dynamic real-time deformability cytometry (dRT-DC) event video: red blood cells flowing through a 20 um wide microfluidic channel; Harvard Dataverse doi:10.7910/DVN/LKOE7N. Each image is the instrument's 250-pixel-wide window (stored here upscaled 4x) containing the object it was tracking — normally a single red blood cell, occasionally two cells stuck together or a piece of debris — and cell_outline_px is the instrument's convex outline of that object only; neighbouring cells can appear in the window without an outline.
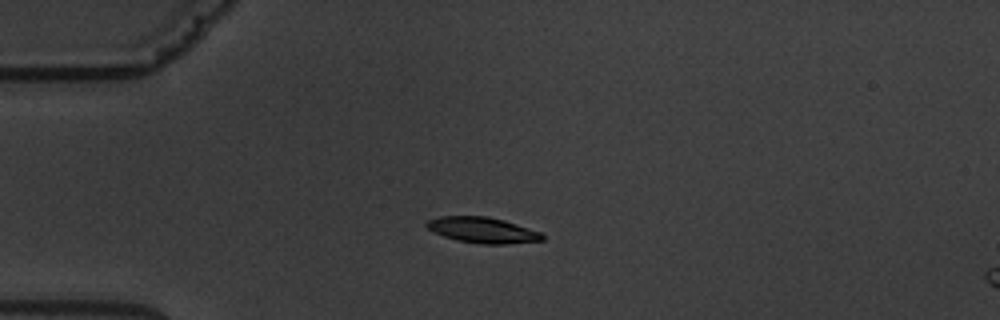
{"species": "common noctule bat (a hibernating species)", "species_latin": "Nyctalus noctula", "temperature_condition": "warm", "stored_images_in_passage": 14, "camera_frame_rate_fps": 3000, "um_per_image_px": 0.085, "animal": {"sex": "male", "body_mass_g": 19.5, "forearm_length_mm": 54.6}, "frame": {"image": 1, "passage_image": 3, "time_ms": 3.667, "image_size_px": [1000, 320], "cell_outline_px": [[544, 240], [504, 244], [480, 244], [456, 240], [444, 236], [428, 228], [424, 224], [428, 220], [440, 216], [488, 216], [504, 220], [540, 232], [544, 236]], "centroid_in_image_um": [41.01, 19.55], "position_along_channel_um": 44.0, "area_um2": 17.22}}
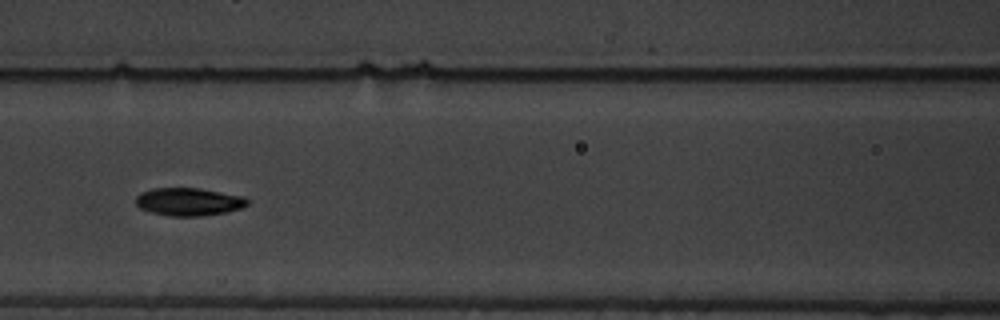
{"frame": {"image": 2, "passage_image": 6, "time_ms": 7.333, "image_size_px": [1000, 320], "cell_outline_px": [[248, 204], [240, 208], [224, 212], [204, 216], [168, 216], [152, 212], [140, 208], [136, 204], [136, 196], [140, 192], [152, 188], [200, 188], [244, 196], [248, 200]], "centroid_in_image_um": [16.02, 17.14], "position_along_channel_um": 150.6, "area_um2": 18.15}}
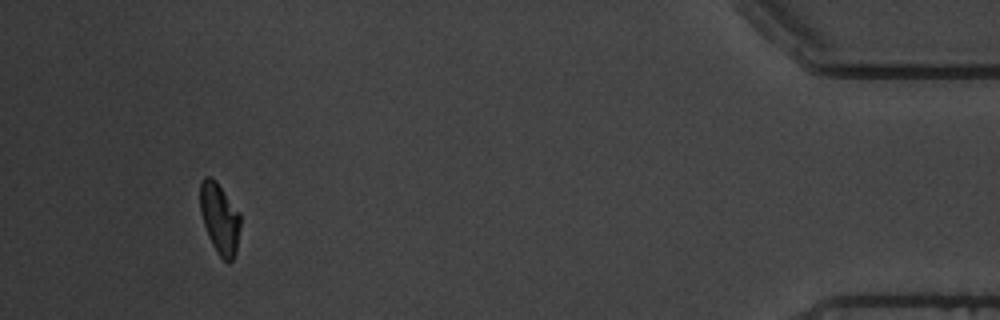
{"frame": {"image": 3, "passage_image": 13, "time_ms": 16.667, "image_size_px": [1000, 320], "cell_outline_px": [[240, 228], [236, 252], [232, 260], [228, 264], [216, 252], [208, 236], [200, 212], [200, 184], [204, 176], [212, 176], [216, 180], [240, 212]], "centroid_in_image_um": [18.67, 18.55], "position_along_channel_um": 416.5, "area_um2": 16.82}, "authors_computed_cell_mechanics": {"area_um2": 17.629, "velocity_mm_per_s": 3.5576, "shape_relaxation_time_tau1_ms": 4.147, "shape_relaxation_time_tau2_ms": 3.9249, "deformation_change_tau1": 0.1384, "deformation_change_tau2": 0.0662}}